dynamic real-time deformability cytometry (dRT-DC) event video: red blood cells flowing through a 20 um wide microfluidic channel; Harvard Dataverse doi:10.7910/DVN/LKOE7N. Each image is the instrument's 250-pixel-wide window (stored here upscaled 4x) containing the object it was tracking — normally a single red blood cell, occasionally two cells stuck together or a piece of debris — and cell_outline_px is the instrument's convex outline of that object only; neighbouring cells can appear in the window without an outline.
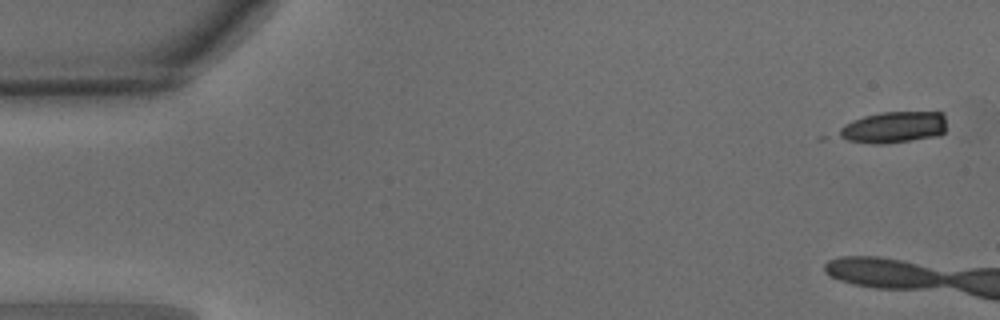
{"species": "common noctule bat (a hibernating species)", "species_latin": "Nyctalus noctula", "temperature_condition": "warm", "stored_images_in_passage": 11, "camera_frame_rate_fps": 3000, "um_per_image_px": 0.085, "animal": {"sex": "male", "body_mass_g": 15.6}, "frame": {"image": 1, "passage_image": 1, "time_ms": 0.0, "image_size_px": [1000, 320], "cell_outline_px": [[944, 132], [940, 136], [884, 144], [872, 144], [816, 140], [816, 136], [852, 120], [864, 116], [880, 112], [944, 112]], "centroid_in_image_um": [75.46, 10.9], "position_along_channel_um": 9.5, "area_um2": 21.96}}